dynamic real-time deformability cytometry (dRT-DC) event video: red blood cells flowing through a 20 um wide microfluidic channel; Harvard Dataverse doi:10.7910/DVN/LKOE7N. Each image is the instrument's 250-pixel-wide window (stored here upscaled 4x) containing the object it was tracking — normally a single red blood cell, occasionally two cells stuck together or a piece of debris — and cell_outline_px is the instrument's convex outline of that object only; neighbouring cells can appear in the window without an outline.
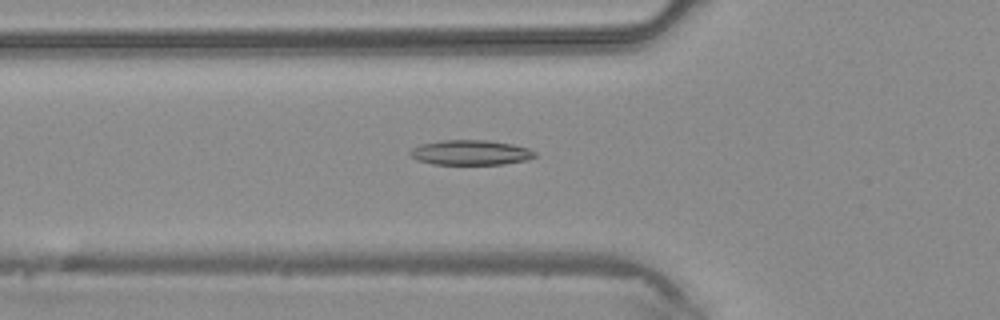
{"species": "common noctule bat (a hibernating species)", "species_latin": "Nyctalus noctula", "temperature_condition": "warm", "stored_images_in_passage": 44, "camera_frame_rate_fps": 3000, "um_per_image_px": 0.085, "animal": {"sex": "male", "body_mass_g": 20.4}, "frame": {"image": 1, "passage_image": 16, "time_ms": 5.0, "image_size_px": [1000, 320], "cell_outline_px": [[536, 156], [524, 160], [504, 164], [432, 164], [416, 160], [408, 152], [412, 148], [420, 144], [444, 140], [488, 140], [512, 144], [528, 148], [536, 152]], "centroid_in_image_um": [39.97, 12.96], "position_along_channel_um": 85.8, "area_um2": 18.09}}
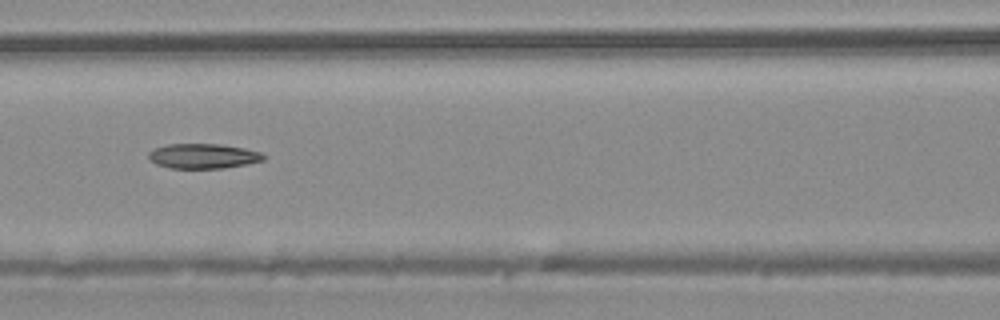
{"frame": {"image": 2, "passage_image": 20, "time_ms": 6.333, "image_size_px": [1000, 320], "cell_outline_px": [[268, 156], [264, 160], [248, 164], [224, 168], [168, 168], [156, 164], [148, 156], [148, 152], [156, 148], [168, 144], [220, 144], [244, 148], [260, 152]], "centroid_in_image_um": [17.31, 13.27], "position_along_channel_um": 149.3, "area_um2": 16.7}}
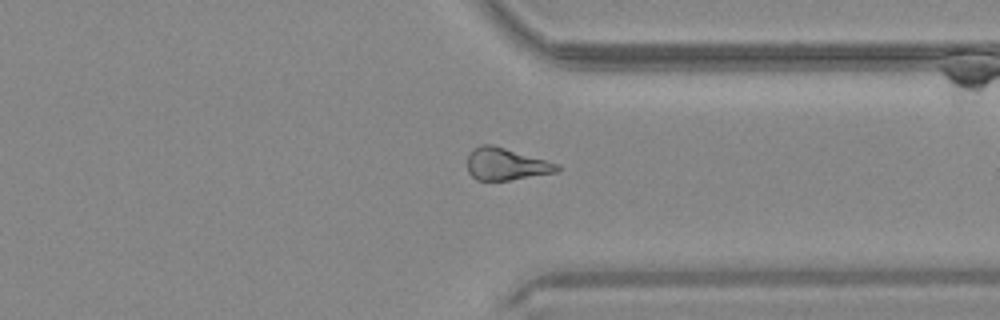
{"frame": {"image": 3, "passage_image": 34, "time_ms": 11.0, "image_size_px": [1000, 320], "cell_outline_px": [[560, 172], [508, 180], [476, 180], [468, 172], [468, 156], [472, 148], [480, 144], [492, 144], [560, 164]], "centroid_in_image_um": [43.02, 13.94], "position_along_channel_um": 368.4, "area_um2": 16.94}}